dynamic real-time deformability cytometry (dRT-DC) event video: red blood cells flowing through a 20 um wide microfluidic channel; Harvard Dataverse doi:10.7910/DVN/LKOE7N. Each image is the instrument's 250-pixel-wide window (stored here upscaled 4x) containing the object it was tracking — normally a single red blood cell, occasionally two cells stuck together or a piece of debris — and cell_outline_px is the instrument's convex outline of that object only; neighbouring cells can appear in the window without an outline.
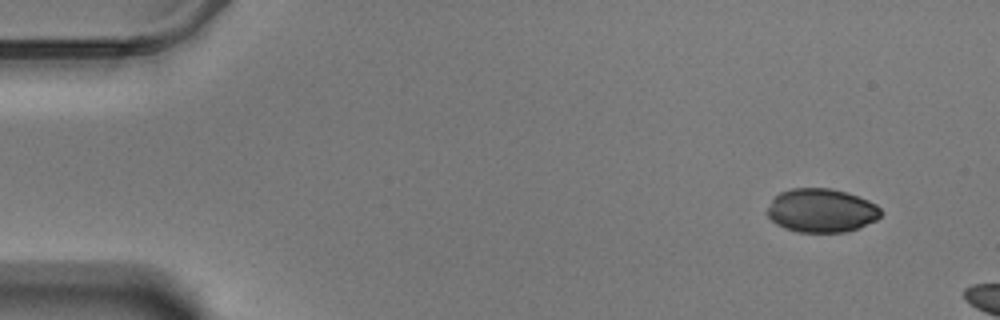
{"species": "Egyptian fruit bat (a non-hibernating species)", "species_latin": "Rousettus aegyptiacus", "temperature_condition": "warm", "stored_images_in_passage": 10, "camera_frame_rate_fps": 3000, "um_per_image_px": 0.085, "animal": {"sex": "male"}, "frame": {"image": 1, "passage_image": 4, "time_ms": 1.0, "image_size_px": [1000, 320], "cell_outline_px": [[884, 212], [876, 220], [860, 228], [844, 232], [800, 232], [784, 228], [776, 224], [768, 216], [768, 208], [772, 196], [780, 192], [792, 188], [832, 188], [848, 192], [868, 200], [876, 204]], "centroid_in_image_um": [69.83, 17.88], "position_along_channel_um": 15.2, "area_um2": 29.25}}